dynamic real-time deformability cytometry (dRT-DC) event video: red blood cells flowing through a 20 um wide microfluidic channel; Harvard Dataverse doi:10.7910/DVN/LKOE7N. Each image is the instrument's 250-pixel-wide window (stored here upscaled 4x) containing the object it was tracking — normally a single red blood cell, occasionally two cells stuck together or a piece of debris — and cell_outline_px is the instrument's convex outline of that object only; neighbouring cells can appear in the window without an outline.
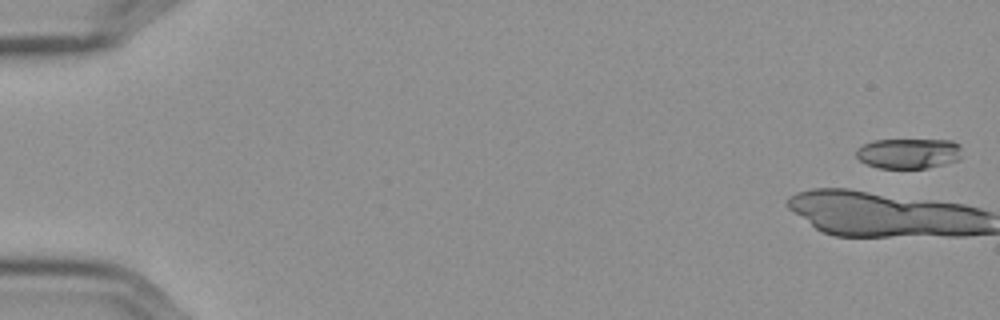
{"species": "Egyptian fruit bat (a non-hibernating species)", "species_latin": "Rousettus aegyptiacus", "temperature_condition": "cold", "stored_images_in_passage": 18, "camera_frame_rate_fps": 3000, "um_per_image_px": 0.085, "frame": {"image": 1, "passage_image": 1, "time_ms": 0.0, "image_size_px": [1000, 320], "cell_outline_px": [[960, 160], [928, 168], [880, 168], [868, 164], [860, 160], [856, 156], [856, 148], [872, 140], [952, 140], [960, 144]], "centroid_in_image_um": [77.24, 13.03], "position_along_channel_um": 7.8, "area_um2": 18.73}}